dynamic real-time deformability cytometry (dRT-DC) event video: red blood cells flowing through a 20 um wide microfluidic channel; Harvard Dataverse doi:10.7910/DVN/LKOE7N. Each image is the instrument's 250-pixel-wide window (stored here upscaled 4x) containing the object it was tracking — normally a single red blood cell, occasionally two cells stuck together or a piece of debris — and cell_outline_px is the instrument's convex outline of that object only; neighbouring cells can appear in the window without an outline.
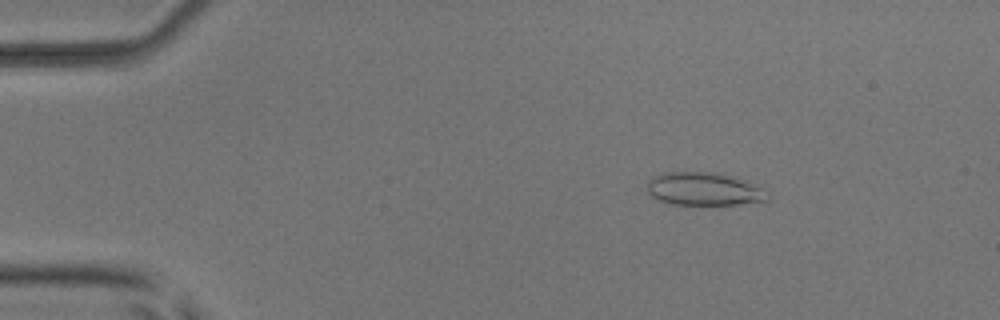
{"species": "common noctule bat (a hibernating species)", "species_latin": "Nyctalus noctula", "temperature_condition": "room temperature", "stored_images_in_passage": 52, "camera_frame_rate_fps": 3000, "um_per_image_px": 0.085, "animal": {"sex": "male", "body_mass_g": 17.9, "forearm_length_mm": 54.2}, "frame": {"image": 1, "passage_image": 8, "time_ms": 2.333, "image_size_px": [1000, 320], "cell_outline_px": [[768, 200], [736, 204], [672, 204], [656, 200], [648, 192], [648, 180], [664, 172], [716, 172], [736, 176], [748, 180], [764, 188], [768, 196]], "centroid_in_image_um": [59.87, 16.05], "position_along_channel_um": 25.1, "area_um2": 23.35}}
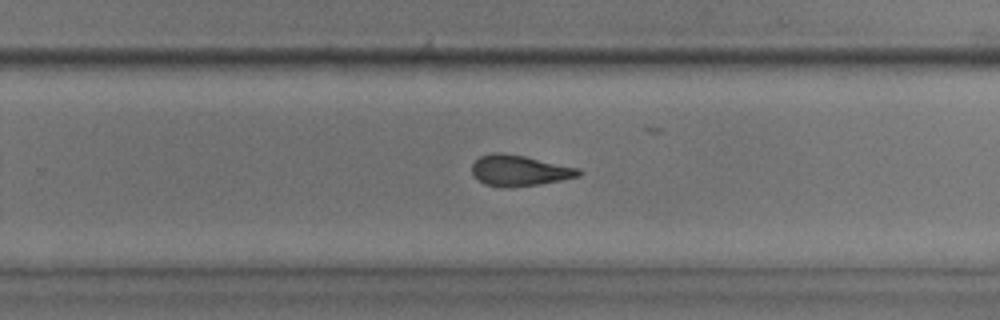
{"frame": {"image": 2, "passage_image": 34, "time_ms": 11.0, "image_size_px": [1000, 320], "cell_outline_px": [[584, 172], [580, 176], [540, 184], [504, 188], [484, 184], [472, 172], [472, 164], [480, 156], [496, 152], [504, 152], [524, 156], [580, 168]], "centroid_in_image_um": [44.18, 14.49], "position_along_channel_um": 285.6, "area_um2": 19.19}}
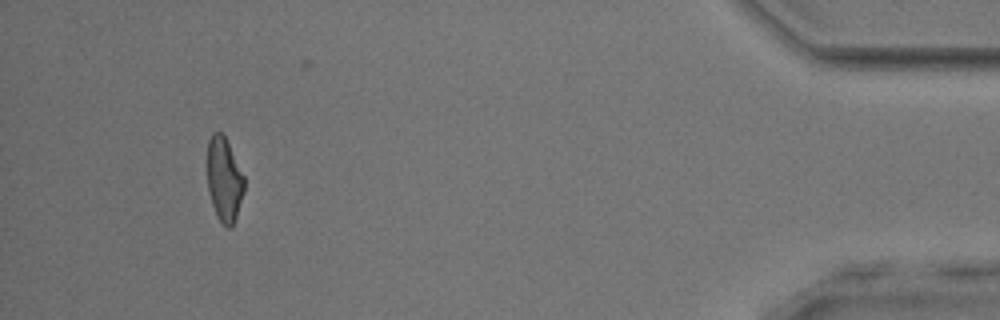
{"frame": {"image": 3, "passage_image": 49, "time_ms": 16.0, "image_size_px": [1000, 320], "cell_outline_px": [[244, 192], [232, 228], [228, 228], [216, 216], [208, 192], [208, 140], [212, 132], [220, 132], [224, 136], [244, 176]], "centroid_in_image_um": [19.05, 15.28], "position_along_channel_um": 416.2, "area_um2": 17.86}, "authors_computed_cell_mechanics": {"area_um2": 19.7098, "velocity_mm_per_s": 3.9236, "shape_relaxation_time_tau1_ms": null, "shape_relaxation_time_tau2_ms": 2.372, "deformation_change_tau1": null, "deformation_change_tau2": 0.105}}